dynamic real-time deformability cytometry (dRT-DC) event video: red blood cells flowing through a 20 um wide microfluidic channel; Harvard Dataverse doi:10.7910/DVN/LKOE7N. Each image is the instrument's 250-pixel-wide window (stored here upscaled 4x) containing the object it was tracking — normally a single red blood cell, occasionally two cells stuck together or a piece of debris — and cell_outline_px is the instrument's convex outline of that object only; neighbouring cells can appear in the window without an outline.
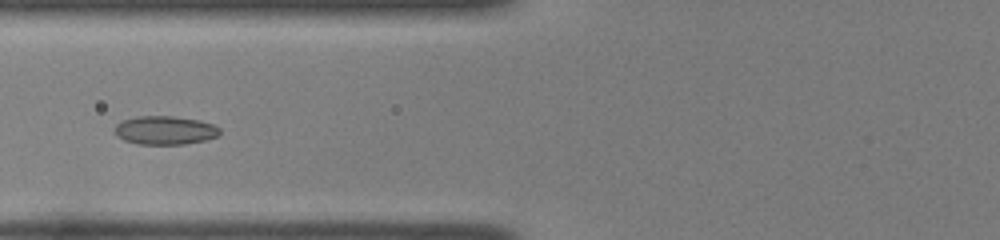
{"species": "common noctule bat (a hibernating species)", "species_latin": "Nyctalus noctula", "temperature_condition": "room temperature", "stored_images_in_passage": 48, "camera_frame_rate_fps": 3000, "um_per_image_px": 0.085, "animal": {"sex": "female", "body_mass_g": 22.0, "forearm_length_mm": 56.7}, "frame": {"image": 1, "passage_image": 19, "time_ms": 6.0, "image_size_px": [1000, 240], "cell_outline_px": [[220, 136], [204, 140], [184, 144], [136, 144], [124, 140], [116, 136], [112, 128], [116, 124], [124, 120], [136, 116], [172, 116], [200, 120], [212, 124], [220, 128]], "centroid_in_image_um": [14.0, 11.07], "position_along_channel_um": 111.8, "area_um2": 17.69}}
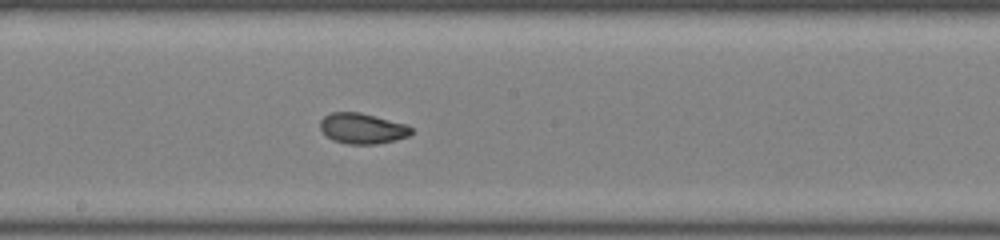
{"frame": {"image": 2, "passage_image": 27, "time_ms": 8.667, "image_size_px": [1000, 240], "cell_outline_px": [[412, 132], [408, 136], [396, 140], [376, 144], [348, 144], [332, 140], [320, 128], [320, 120], [324, 116], [332, 112], [360, 112], [408, 124], [412, 128]], "centroid_in_image_um": [30.82, 10.91], "position_along_channel_um": 217.4, "area_um2": 16.3}}
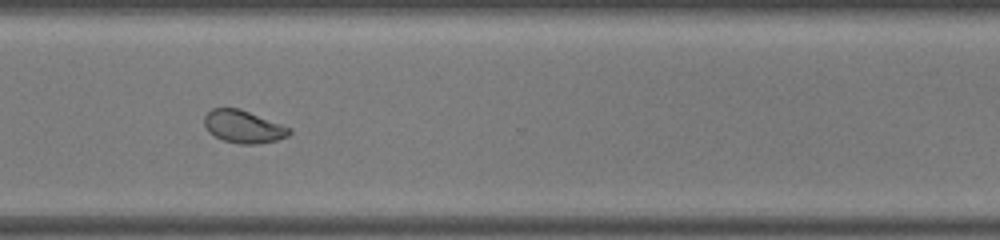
{"frame": {"image": 3, "passage_image": 37, "time_ms": 12.0, "image_size_px": [1000, 240], "cell_outline_px": [[292, 132], [288, 136], [276, 140], [256, 144], [240, 144], [224, 140], [208, 132], [204, 124], [204, 116], [212, 108], [240, 108], [292, 128]], "centroid_in_image_um": [20.7, 10.76], "position_along_channel_um": 349.9, "area_um2": 16.18}, "authors_computed_cell_mechanics": {"area_um2": 16.9932, "velocity_mm_per_s": 3.967, "shape_relaxation_time_tau1_ms": null, "shape_relaxation_time_tau2_ms": 1.0351, "deformation_change_tau1": null, "deformation_change_tau2": 0.0516}}